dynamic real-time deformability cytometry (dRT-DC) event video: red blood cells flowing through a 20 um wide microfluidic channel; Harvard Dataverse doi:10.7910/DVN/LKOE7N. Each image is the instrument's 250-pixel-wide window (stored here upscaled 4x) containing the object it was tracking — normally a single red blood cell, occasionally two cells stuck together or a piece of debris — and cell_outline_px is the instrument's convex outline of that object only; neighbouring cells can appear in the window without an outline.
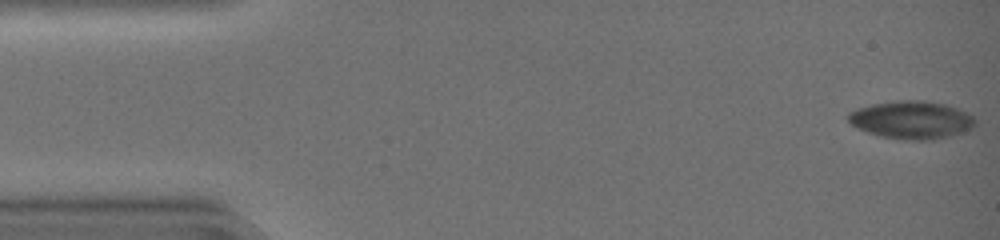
{"species": "common noctule bat (a hibernating species)", "species_latin": "Nyctalus noctula", "temperature_condition": "warm", "stored_images_in_passage": 31, "camera_frame_rate_fps": 3000, "um_per_image_px": 0.085, "animal": {"sex": "female", "body_mass_g": 19.0, "forearm_length_mm": 51.5}, "frame": {"image": 1, "passage_image": 1, "time_ms": 0.0, "image_size_px": [1000, 240], "cell_outline_px": [[976, 124], [972, 128], [948, 136], [932, 140], [916, 140], [880, 136], [868, 132], [852, 124], [848, 120], [848, 112], [856, 108], [872, 104], [900, 100], [920, 100], [944, 104], [956, 108], [972, 116], [976, 120]], "centroid_in_image_um": [77.46, 10.18], "position_along_channel_um": 7.5, "area_um2": 27.57}}
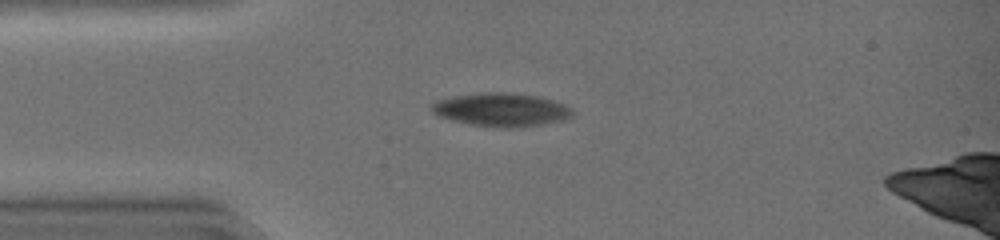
{"frame": {"image": 2, "passage_image": 12, "time_ms": 3.667, "image_size_px": [1000, 240], "cell_outline_px": [[572, 116], [568, 120], [520, 128], [492, 128], [468, 124], [452, 120], [440, 116], [432, 112], [432, 104], [436, 100], [452, 96], [480, 92], [512, 92], [536, 96], [568, 104], [572, 108]], "centroid_in_image_um": [42.66, 9.34], "position_along_channel_um": 42.3, "area_um2": 28.03}}
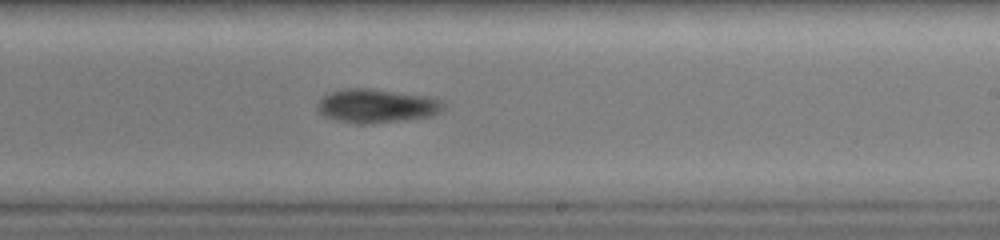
{"frame": {"image": 3, "passage_image": 29, "time_ms": 9.333, "image_size_px": [1000, 240], "cell_outline_px": [[444, 108], [440, 112], [432, 116], [400, 120], [364, 124], [356, 124], [336, 120], [324, 116], [316, 108], [316, 104], [328, 92], [344, 88], [368, 88], [432, 96], [440, 100], [444, 104]], "centroid_in_image_um": [32.0, 8.99], "position_along_channel_um": 257.0, "area_um2": 24.97}}